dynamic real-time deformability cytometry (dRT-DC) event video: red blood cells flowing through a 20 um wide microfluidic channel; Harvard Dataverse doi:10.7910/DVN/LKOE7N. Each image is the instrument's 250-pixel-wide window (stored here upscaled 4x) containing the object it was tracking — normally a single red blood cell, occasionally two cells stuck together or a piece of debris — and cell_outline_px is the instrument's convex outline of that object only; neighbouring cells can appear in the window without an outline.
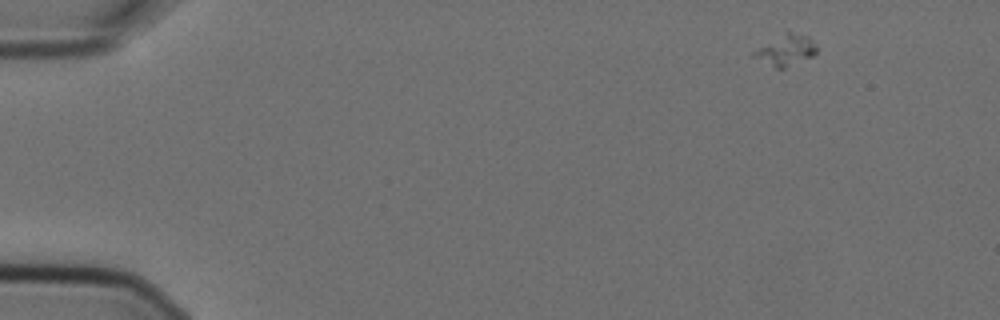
{"species": "Egyptian fruit bat (a non-hibernating species)", "species_latin": "Rousettus aegyptiacus", "temperature_condition": "cold", "stored_images_in_passage": 4, "camera_frame_rate_fps": 3000, "um_per_image_px": 0.085, "animal": {"sex": "female"}, "frame": {"image": 1, "passage_image": 1, "time_ms": 0.0, "image_size_px": [1000, 320], "cell_outline_px": [[816, 52], [812, 56], [784, 68], [776, 68], [752, 56], [752, 52], [788, 32], [808, 36], [816, 44]], "centroid_in_image_um": [66.83, 4.29], "position_along_channel_um": 18.2, "area_um2": 10.64}}
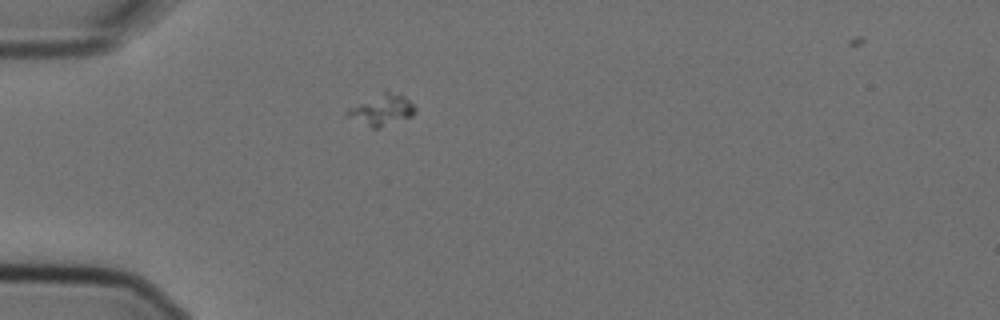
{"frame": {"image": 2, "passage_image": 4, "time_ms": 1.0, "image_size_px": [1000, 320], "cell_outline_px": [[416, 112], [412, 116], [380, 128], [372, 128], [348, 116], [344, 112], [348, 108], [384, 92], [388, 92], [404, 96], [416, 108]], "centroid_in_image_um": [32.47, 9.37], "position_along_channel_um": 52.5, "area_um2": 11.79}}